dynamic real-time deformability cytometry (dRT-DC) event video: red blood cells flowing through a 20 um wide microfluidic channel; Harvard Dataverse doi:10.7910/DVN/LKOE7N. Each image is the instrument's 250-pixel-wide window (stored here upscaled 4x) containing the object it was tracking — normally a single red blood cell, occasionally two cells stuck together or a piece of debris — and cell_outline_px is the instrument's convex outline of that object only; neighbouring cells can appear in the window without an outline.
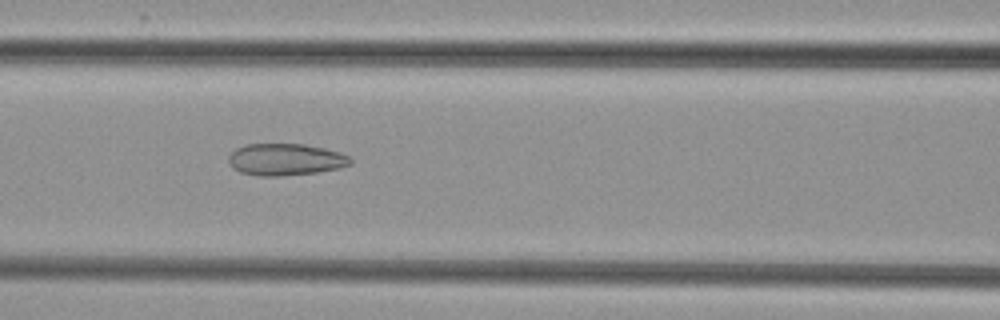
{"species": "common noctule bat (a hibernating species)", "species_latin": "Nyctalus noctula", "temperature_condition": "cold", "stored_images_in_passage": 8, "camera_frame_rate_fps": 3000, "um_per_image_px": 0.085, "animal": {"sex": "female", "body_mass_g": 29.2, "forearm_length_mm": 56.3}, "frame": {"image": 1, "passage_image": 6, "time_ms": 7.0, "image_size_px": [1000, 320], "cell_outline_px": [[352, 164], [340, 168], [316, 172], [284, 176], [260, 176], [240, 172], [232, 168], [228, 164], [228, 156], [236, 148], [244, 144], [304, 144], [324, 148], [340, 152], [348, 156], [352, 160]], "centroid_in_image_um": [24.25, 13.56], "position_along_channel_um": 142.4, "area_um2": 22.83}}
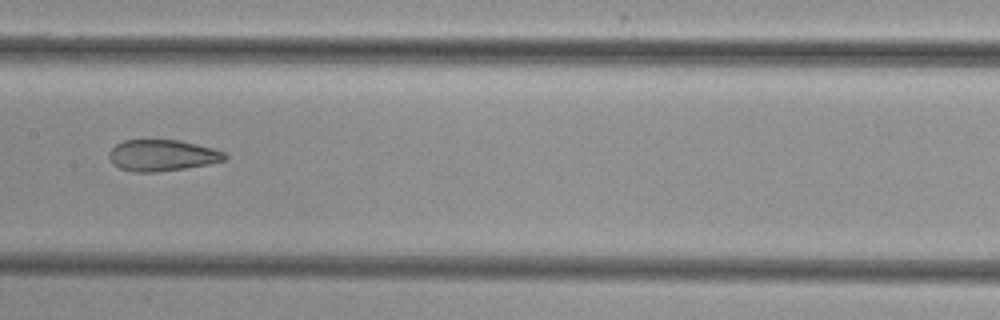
{"frame": {"image": 2, "passage_image": 7, "time_ms": 8.333, "image_size_px": [1000, 320], "cell_outline_px": [[228, 156], [224, 160], [208, 164], [184, 168], [156, 172], [132, 172], [120, 168], [112, 164], [108, 156], [108, 152], [116, 144], [124, 140], [180, 140], [212, 148], [224, 152]], "centroid_in_image_um": [13.74, 13.21], "position_along_channel_um": 193.7, "area_um2": 21.1}}
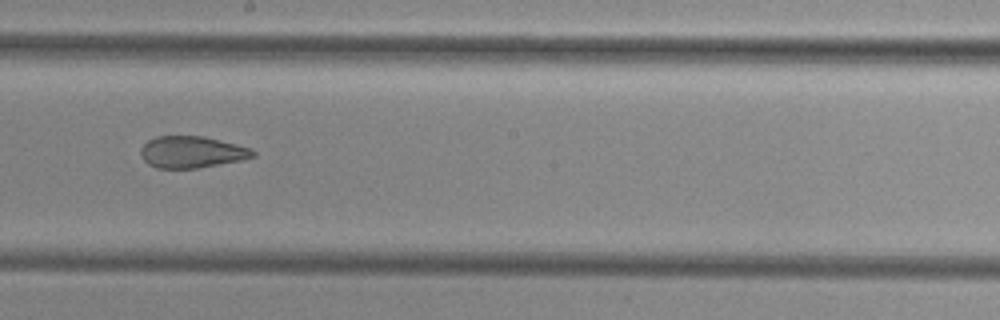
{"frame": {"image": 3, "passage_image": 8, "time_ms": 9.333, "image_size_px": [1000, 320], "cell_outline_px": [[256, 156], [240, 160], [196, 168], [156, 168], [148, 164], [144, 160], [140, 152], [140, 148], [148, 140], [156, 136], [204, 136], [252, 148], [256, 152]], "centroid_in_image_um": [16.3, 12.91], "position_along_channel_um": 231.9, "area_um2": 20.69}}